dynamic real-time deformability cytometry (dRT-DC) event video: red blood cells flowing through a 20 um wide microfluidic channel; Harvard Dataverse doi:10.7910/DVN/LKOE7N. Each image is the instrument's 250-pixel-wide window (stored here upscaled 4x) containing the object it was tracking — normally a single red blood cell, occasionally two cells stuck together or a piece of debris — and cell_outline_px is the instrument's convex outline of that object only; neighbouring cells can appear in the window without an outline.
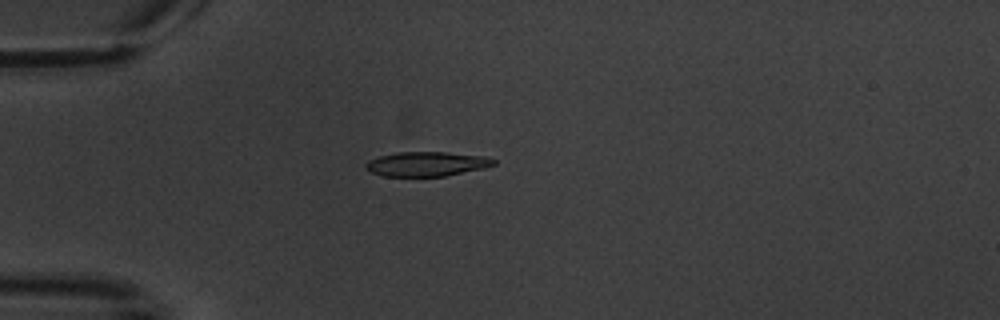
{"species": "common noctule bat (a hibernating species)", "species_latin": "Nyctalus noctula", "temperature_condition": "warm", "stored_images_in_passage": 7, "camera_frame_rate_fps": 3000, "um_per_image_px": 0.085, "animal": {"sex": "male", "body_mass_g": 20.1, "forearm_length_mm": 53.5}, "frame": {"image": 1, "passage_image": 4, "time_ms": 3.667, "image_size_px": [1000, 320], "cell_outline_px": [[496, 164], [484, 168], [444, 176], [384, 176], [372, 172], [364, 168], [364, 164], [368, 160], [380, 156], [396, 152], [444, 152], [484, 156], [496, 160]], "centroid_in_image_um": [36.25, 13.93], "position_along_channel_um": 48.8, "area_um2": 18.21}}
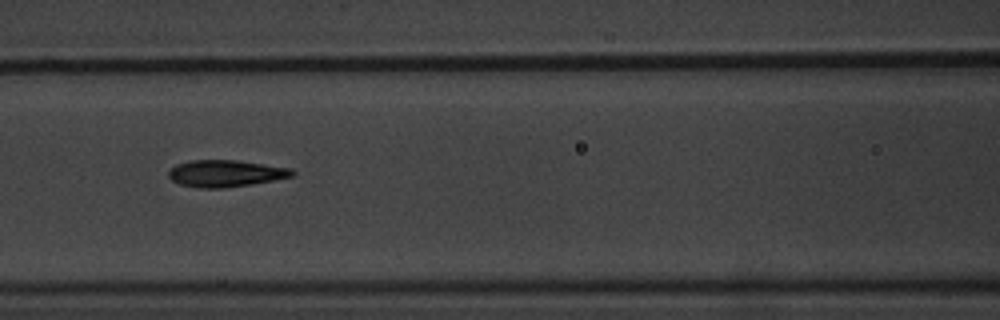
{"frame": {"image": 2, "passage_image": 7, "time_ms": 7.0, "image_size_px": [1000, 320], "cell_outline_px": [[296, 176], [252, 184], [224, 188], [196, 188], [180, 184], [172, 180], [168, 176], [168, 172], [176, 164], [192, 160], [236, 160], [292, 168], [296, 172]], "centroid_in_image_um": [19.21, 14.74], "position_along_channel_um": 147.4, "area_um2": 19.48}}